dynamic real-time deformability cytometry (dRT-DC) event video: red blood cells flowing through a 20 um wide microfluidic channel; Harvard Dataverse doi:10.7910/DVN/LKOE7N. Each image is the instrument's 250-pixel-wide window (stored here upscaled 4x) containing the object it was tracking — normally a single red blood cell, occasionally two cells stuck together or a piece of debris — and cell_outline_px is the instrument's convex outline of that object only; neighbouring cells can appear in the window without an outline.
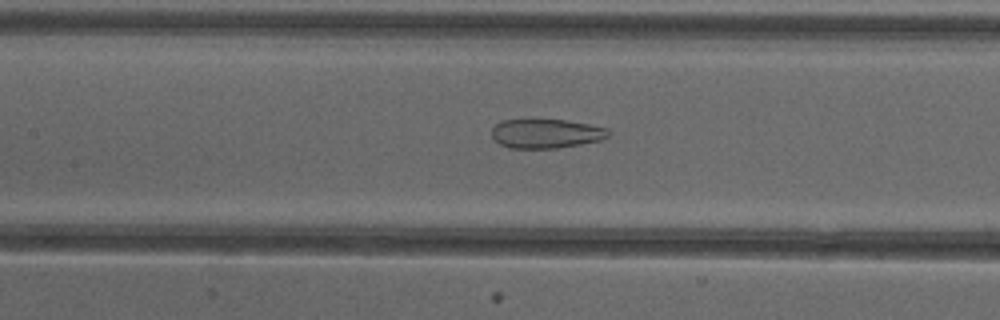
{"species": "common noctule bat (a hibernating species)", "species_latin": "Nyctalus noctula", "temperature_condition": "cold", "stored_images_in_passage": 52, "camera_frame_rate_fps": 3000, "um_per_image_px": 0.085, "animal": {"sex": "female"}, "frame": {"image": 1, "passage_image": 24, "time_ms": 7.667, "image_size_px": [1000, 320], "cell_outline_px": [[612, 132], [608, 136], [600, 140], [580, 144], [556, 148], [508, 148], [500, 144], [492, 136], [492, 128], [500, 120], [564, 120], [588, 124], [608, 128]], "centroid_in_image_um": [46.42, 11.35], "position_along_channel_um": 161.0, "area_um2": 19.77}}
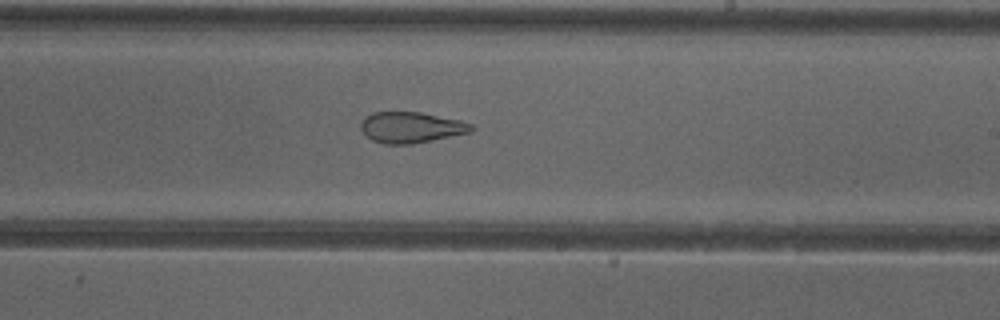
{"frame": {"image": 2, "passage_image": 31, "time_ms": 10.0, "image_size_px": [1000, 320], "cell_outline_px": [[476, 128], [472, 132], [412, 144], [384, 144], [372, 140], [360, 128], [360, 124], [364, 116], [372, 112], [420, 112], [460, 120], [472, 124]], "centroid_in_image_um": [34.95, 10.82], "position_along_channel_um": 254.1, "area_um2": 20.0}}
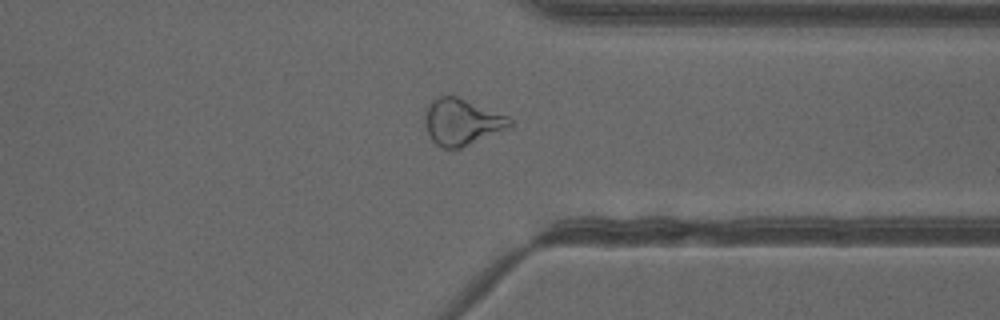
{"frame": {"image": 3, "passage_image": 40, "time_ms": 13.0, "image_size_px": [1000, 320], "cell_outline_px": [[512, 128], [460, 148], [444, 148], [436, 144], [432, 140], [424, 124], [424, 112], [428, 104], [432, 100], [440, 96], [456, 96], [508, 116], [512, 120]], "centroid_in_image_um": [39.26, 10.37], "position_along_channel_um": 372.1, "area_um2": 23.06}, "authors_computed_cell_mechanics": {"area_um2": 25.4609, "velocity_mm_per_s": 3.9977, "shape_relaxation_time_tau1_ms": null, "shape_relaxation_time_tau2_ms": 2.1439, "deformation_change_tau1": null, "deformation_change_tau2": 0.1079}}